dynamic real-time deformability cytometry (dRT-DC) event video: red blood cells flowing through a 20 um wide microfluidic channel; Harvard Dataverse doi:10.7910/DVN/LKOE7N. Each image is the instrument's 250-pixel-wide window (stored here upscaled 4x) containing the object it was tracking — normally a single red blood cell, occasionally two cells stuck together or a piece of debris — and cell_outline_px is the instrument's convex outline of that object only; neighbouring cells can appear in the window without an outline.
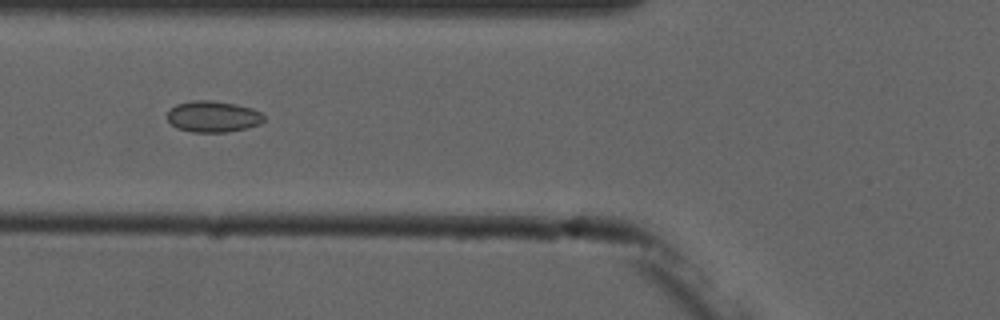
{"species": "common noctule bat (a hibernating species)", "species_latin": "Nyctalus noctula", "temperature_condition": "cold", "stored_images_in_passage": 3, "camera_frame_rate_fps": 3000, "um_per_image_px": 0.085, "animal": {"sex": "male", "forearm_length_mm": 52.5}, "frame": {"image": 1, "passage_image": 3, "time_ms": 2.333, "image_size_px": [1000, 320], "cell_outline_px": [[264, 120], [260, 124], [248, 128], [228, 132], [192, 132], [176, 128], [168, 120], [168, 112], [176, 104], [192, 100], [212, 100], [236, 104], [252, 108], [260, 112], [264, 116]], "centroid_in_image_um": [18.12, 9.91], "position_along_channel_um": 107.7, "area_um2": 17.69}}